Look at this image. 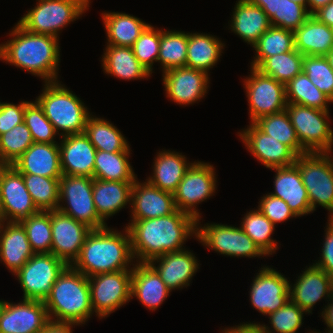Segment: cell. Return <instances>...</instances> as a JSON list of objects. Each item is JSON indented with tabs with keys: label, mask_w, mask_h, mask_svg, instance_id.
<instances>
[{
	"label": "cell",
	"mask_w": 333,
	"mask_h": 333,
	"mask_svg": "<svg viewBox=\"0 0 333 333\" xmlns=\"http://www.w3.org/2000/svg\"><path fill=\"white\" fill-rule=\"evenodd\" d=\"M130 221L125 227L138 263H149L165 253L184 250L185 241L197 236V220L178 209L164 217Z\"/></svg>",
	"instance_id": "cell-1"
},
{
	"label": "cell",
	"mask_w": 333,
	"mask_h": 333,
	"mask_svg": "<svg viewBox=\"0 0 333 333\" xmlns=\"http://www.w3.org/2000/svg\"><path fill=\"white\" fill-rule=\"evenodd\" d=\"M8 36L9 40L0 44L1 61L39 77L44 83L59 81V38L29 32L18 22Z\"/></svg>",
	"instance_id": "cell-2"
},
{
	"label": "cell",
	"mask_w": 333,
	"mask_h": 333,
	"mask_svg": "<svg viewBox=\"0 0 333 333\" xmlns=\"http://www.w3.org/2000/svg\"><path fill=\"white\" fill-rule=\"evenodd\" d=\"M131 265H135V259L128 229L118 231L106 226L88 233L79 257L71 266L89 278L100 273L132 270Z\"/></svg>",
	"instance_id": "cell-3"
},
{
	"label": "cell",
	"mask_w": 333,
	"mask_h": 333,
	"mask_svg": "<svg viewBox=\"0 0 333 333\" xmlns=\"http://www.w3.org/2000/svg\"><path fill=\"white\" fill-rule=\"evenodd\" d=\"M49 320L85 325L93 313L88 277L68 265L44 301Z\"/></svg>",
	"instance_id": "cell-4"
},
{
	"label": "cell",
	"mask_w": 333,
	"mask_h": 333,
	"mask_svg": "<svg viewBox=\"0 0 333 333\" xmlns=\"http://www.w3.org/2000/svg\"><path fill=\"white\" fill-rule=\"evenodd\" d=\"M43 86L42 93L35 99L52 123L58 139L84 133L87 119L92 114L88 106L60 81L47 82Z\"/></svg>",
	"instance_id": "cell-5"
},
{
	"label": "cell",
	"mask_w": 333,
	"mask_h": 333,
	"mask_svg": "<svg viewBox=\"0 0 333 333\" xmlns=\"http://www.w3.org/2000/svg\"><path fill=\"white\" fill-rule=\"evenodd\" d=\"M34 7L18 23L29 32L59 38L67 25L80 19L90 7L91 0H36Z\"/></svg>",
	"instance_id": "cell-6"
},
{
	"label": "cell",
	"mask_w": 333,
	"mask_h": 333,
	"mask_svg": "<svg viewBox=\"0 0 333 333\" xmlns=\"http://www.w3.org/2000/svg\"><path fill=\"white\" fill-rule=\"evenodd\" d=\"M333 152H307L297 157L302 182L307 190L312 211L318 206L333 219Z\"/></svg>",
	"instance_id": "cell-7"
},
{
	"label": "cell",
	"mask_w": 333,
	"mask_h": 333,
	"mask_svg": "<svg viewBox=\"0 0 333 333\" xmlns=\"http://www.w3.org/2000/svg\"><path fill=\"white\" fill-rule=\"evenodd\" d=\"M93 179L88 176L62 175L58 210L91 229L107 225L97 214L93 201Z\"/></svg>",
	"instance_id": "cell-8"
},
{
	"label": "cell",
	"mask_w": 333,
	"mask_h": 333,
	"mask_svg": "<svg viewBox=\"0 0 333 333\" xmlns=\"http://www.w3.org/2000/svg\"><path fill=\"white\" fill-rule=\"evenodd\" d=\"M286 112L299 143L307 152H333V128L330 111L287 103Z\"/></svg>",
	"instance_id": "cell-9"
},
{
	"label": "cell",
	"mask_w": 333,
	"mask_h": 333,
	"mask_svg": "<svg viewBox=\"0 0 333 333\" xmlns=\"http://www.w3.org/2000/svg\"><path fill=\"white\" fill-rule=\"evenodd\" d=\"M201 219H197L196 240L208 250H214L217 254L227 257H258L261 259L268 257L241 227L222 223L202 225Z\"/></svg>",
	"instance_id": "cell-10"
},
{
	"label": "cell",
	"mask_w": 333,
	"mask_h": 333,
	"mask_svg": "<svg viewBox=\"0 0 333 333\" xmlns=\"http://www.w3.org/2000/svg\"><path fill=\"white\" fill-rule=\"evenodd\" d=\"M215 170L209 162H193L173 193L178 210L193 216L196 220L201 218L202 214L196 206L214 196L217 190Z\"/></svg>",
	"instance_id": "cell-11"
},
{
	"label": "cell",
	"mask_w": 333,
	"mask_h": 333,
	"mask_svg": "<svg viewBox=\"0 0 333 333\" xmlns=\"http://www.w3.org/2000/svg\"><path fill=\"white\" fill-rule=\"evenodd\" d=\"M68 265L52 253L34 254L14 276L23 291V299L45 301L53 284Z\"/></svg>",
	"instance_id": "cell-12"
},
{
	"label": "cell",
	"mask_w": 333,
	"mask_h": 333,
	"mask_svg": "<svg viewBox=\"0 0 333 333\" xmlns=\"http://www.w3.org/2000/svg\"><path fill=\"white\" fill-rule=\"evenodd\" d=\"M132 270L100 273L88 278L91 306L99 318H107L131 299Z\"/></svg>",
	"instance_id": "cell-13"
},
{
	"label": "cell",
	"mask_w": 333,
	"mask_h": 333,
	"mask_svg": "<svg viewBox=\"0 0 333 333\" xmlns=\"http://www.w3.org/2000/svg\"><path fill=\"white\" fill-rule=\"evenodd\" d=\"M250 74L243 79L249 106L250 123L259 118L278 113L287 107L285 85L273 77L250 67Z\"/></svg>",
	"instance_id": "cell-14"
},
{
	"label": "cell",
	"mask_w": 333,
	"mask_h": 333,
	"mask_svg": "<svg viewBox=\"0 0 333 333\" xmlns=\"http://www.w3.org/2000/svg\"><path fill=\"white\" fill-rule=\"evenodd\" d=\"M0 221L20 222L39 211L27 191L22 174L12 165L0 170Z\"/></svg>",
	"instance_id": "cell-15"
},
{
	"label": "cell",
	"mask_w": 333,
	"mask_h": 333,
	"mask_svg": "<svg viewBox=\"0 0 333 333\" xmlns=\"http://www.w3.org/2000/svg\"><path fill=\"white\" fill-rule=\"evenodd\" d=\"M290 282L275 268L263 265L250 286L249 300L253 309L264 316L280 309L290 300Z\"/></svg>",
	"instance_id": "cell-16"
},
{
	"label": "cell",
	"mask_w": 333,
	"mask_h": 333,
	"mask_svg": "<svg viewBox=\"0 0 333 333\" xmlns=\"http://www.w3.org/2000/svg\"><path fill=\"white\" fill-rule=\"evenodd\" d=\"M205 71L189 67H177L162 73L166 97L174 103L193 105L208 94L210 78Z\"/></svg>",
	"instance_id": "cell-17"
},
{
	"label": "cell",
	"mask_w": 333,
	"mask_h": 333,
	"mask_svg": "<svg viewBox=\"0 0 333 333\" xmlns=\"http://www.w3.org/2000/svg\"><path fill=\"white\" fill-rule=\"evenodd\" d=\"M50 216L51 253L67 265H72L79 257L85 238L92 229L58 209L50 211Z\"/></svg>",
	"instance_id": "cell-18"
},
{
	"label": "cell",
	"mask_w": 333,
	"mask_h": 333,
	"mask_svg": "<svg viewBox=\"0 0 333 333\" xmlns=\"http://www.w3.org/2000/svg\"><path fill=\"white\" fill-rule=\"evenodd\" d=\"M49 321L43 301L22 299L13 303L4 300L0 333H41Z\"/></svg>",
	"instance_id": "cell-19"
},
{
	"label": "cell",
	"mask_w": 333,
	"mask_h": 333,
	"mask_svg": "<svg viewBox=\"0 0 333 333\" xmlns=\"http://www.w3.org/2000/svg\"><path fill=\"white\" fill-rule=\"evenodd\" d=\"M238 134L247 151L268 169L293 165L298 157L287 145L266 135L254 123H249Z\"/></svg>",
	"instance_id": "cell-20"
},
{
	"label": "cell",
	"mask_w": 333,
	"mask_h": 333,
	"mask_svg": "<svg viewBox=\"0 0 333 333\" xmlns=\"http://www.w3.org/2000/svg\"><path fill=\"white\" fill-rule=\"evenodd\" d=\"M289 284L290 301L297 304L308 315L313 314L315 304L322 299L328 301L333 296V278L313 263L305 267Z\"/></svg>",
	"instance_id": "cell-21"
},
{
	"label": "cell",
	"mask_w": 333,
	"mask_h": 333,
	"mask_svg": "<svg viewBox=\"0 0 333 333\" xmlns=\"http://www.w3.org/2000/svg\"><path fill=\"white\" fill-rule=\"evenodd\" d=\"M130 210L131 220H143L170 215L177 208L172 193L137 178L131 189Z\"/></svg>",
	"instance_id": "cell-22"
},
{
	"label": "cell",
	"mask_w": 333,
	"mask_h": 333,
	"mask_svg": "<svg viewBox=\"0 0 333 333\" xmlns=\"http://www.w3.org/2000/svg\"><path fill=\"white\" fill-rule=\"evenodd\" d=\"M149 264L157 271L161 280L171 291L190 286L193 276L200 268L198 258L187 248L165 253L152 259Z\"/></svg>",
	"instance_id": "cell-23"
},
{
	"label": "cell",
	"mask_w": 333,
	"mask_h": 333,
	"mask_svg": "<svg viewBox=\"0 0 333 333\" xmlns=\"http://www.w3.org/2000/svg\"><path fill=\"white\" fill-rule=\"evenodd\" d=\"M59 140L62 174L93 178L97 150L89 138L82 133L63 136Z\"/></svg>",
	"instance_id": "cell-24"
},
{
	"label": "cell",
	"mask_w": 333,
	"mask_h": 333,
	"mask_svg": "<svg viewBox=\"0 0 333 333\" xmlns=\"http://www.w3.org/2000/svg\"><path fill=\"white\" fill-rule=\"evenodd\" d=\"M270 170H274L275 176L274 192L269 194L285 201L297 217L313 213L298 167L293 164Z\"/></svg>",
	"instance_id": "cell-25"
},
{
	"label": "cell",
	"mask_w": 333,
	"mask_h": 333,
	"mask_svg": "<svg viewBox=\"0 0 333 333\" xmlns=\"http://www.w3.org/2000/svg\"><path fill=\"white\" fill-rule=\"evenodd\" d=\"M171 292L149 263H135L132 268L131 299L136 297L144 307L153 312Z\"/></svg>",
	"instance_id": "cell-26"
},
{
	"label": "cell",
	"mask_w": 333,
	"mask_h": 333,
	"mask_svg": "<svg viewBox=\"0 0 333 333\" xmlns=\"http://www.w3.org/2000/svg\"><path fill=\"white\" fill-rule=\"evenodd\" d=\"M20 222L0 221V262L13 275L34 255Z\"/></svg>",
	"instance_id": "cell-27"
},
{
	"label": "cell",
	"mask_w": 333,
	"mask_h": 333,
	"mask_svg": "<svg viewBox=\"0 0 333 333\" xmlns=\"http://www.w3.org/2000/svg\"><path fill=\"white\" fill-rule=\"evenodd\" d=\"M12 166L21 174L61 178L59 144L34 142Z\"/></svg>",
	"instance_id": "cell-28"
},
{
	"label": "cell",
	"mask_w": 333,
	"mask_h": 333,
	"mask_svg": "<svg viewBox=\"0 0 333 333\" xmlns=\"http://www.w3.org/2000/svg\"><path fill=\"white\" fill-rule=\"evenodd\" d=\"M232 11L228 28L250 46L271 27L263 9L247 0H237Z\"/></svg>",
	"instance_id": "cell-29"
},
{
	"label": "cell",
	"mask_w": 333,
	"mask_h": 333,
	"mask_svg": "<svg viewBox=\"0 0 333 333\" xmlns=\"http://www.w3.org/2000/svg\"><path fill=\"white\" fill-rule=\"evenodd\" d=\"M192 164L180 151L159 150L151 168L152 176H148L146 180L151 185L173 194Z\"/></svg>",
	"instance_id": "cell-30"
},
{
	"label": "cell",
	"mask_w": 333,
	"mask_h": 333,
	"mask_svg": "<svg viewBox=\"0 0 333 333\" xmlns=\"http://www.w3.org/2000/svg\"><path fill=\"white\" fill-rule=\"evenodd\" d=\"M134 182H117L93 179V201L98 216L107 219L130 207L131 189Z\"/></svg>",
	"instance_id": "cell-31"
},
{
	"label": "cell",
	"mask_w": 333,
	"mask_h": 333,
	"mask_svg": "<svg viewBox=\"0 0 333 333\" xmlns=\"http://www.w3.org/2000/svg\"><path fill=\"white\" fill-rule=\"evenodd\" d=\"M103 52L104 74L125 81L147 79L152 75L135 57L132 47L106 45Z\"/></svg>",
	"instance_id": "cell-32"
},
{
	"label": "cell",
	"mask_w": 333,
	"mask_h": 333,
	"mask_svg": "<svg viewBox=\"0 0 333 333\" xmlns=\"http://www.w3.org/2000/svg\"><path fill=\"white\" fill-rule=\"evenodd\" d=\"M295 49L304 56H327L333 49V28L311 15L294 31Z\"/></svg>",
	"instance_id": "cell-33"
},
{
	"label": "cell",
	"mask_w": 333,
	"mask_h": 333,
	"mask_svg": "<svg viewBox=\"0 0 333 333\" xmlns=\"http://www.w3.org/2000/svg\"><path fill=\"white\" fill-rule=\"evenodd\" d=\"M217 36L198 32H188L186 67L205 71L213 69L225 48V43Z\"/></svg>",
	"instance_id": "cell-34"
},
{
	"label": "cell",
	"mask_w": 333,
	"mask_h": 333,
	"mask_svg": "<svg viewBox=\"0 0 333 333\" xmlns=\"http://www.w3.org/2000/svg\"><path fill=\"white\" fill-rule=\"evenodd\" d=\"M106 31L105 45L132 47L140 34L149 25L142 19L124 12H102Z\"/></svg>",
	"instance_id": "cell-35"
},
{
	"label": "cell",
	"mask_w": 333,
	"mask_h": 333,
	"mask_svg": "<svg viewBox=\"0 0 333 333\" xmlns=\"http://www.w3.org/2000/svg\"><path fill=\"white\" fill-rule=\"evenodd\" d=\"M84 134L96 150L106 152L132 151L122 132L107 119L91 114L86 122Z\"/></svg>",
	"instance_id": "cell-36"
},
{
	"label": "cell",
	"mask_w": 333,
	"mask_h": 333,
	"mask_svg": "<svg viewBox=\"0 0 333 333\" xmlns=\"http://www.w3.org/2000/svg\"><path fill=\"white\" fill-rule=\"evenodd\" d=\"M131 151L106 152L96 151L94 162V179L117 182H134L137 175L130 164Z\"/></svg>",
	"instance_id": "cell-37"
},
{
	"label": "cell",
	"mask_w": 333,
	"mask_h": 333,
	"mask_svg": "<svg viewBox=\"0 0 333 333\" xmlns=\"http://www.w3.org/2000/svg\"><path fill=\"white\" fill-rule=\"evenodd\" d=\"M287 103L299 104L310 108L330 111L333 101L309 80L302 71L285 85Z\"/></svg>",
	"instance_id": "cell-38"
},
{
	"label": "cell",
	"mask_w": 333,
	"mask_h": 333,
	"mask_svg": "<svg viewBox=\"0 0 333 333\" xmlns=\"http://www.w3.org/2000/svg\"><path fill=\"white\" fill-rule=\"evenodd\" d=\"M255 57L251 67L257 68L266 58L295 49L294 32L280 27L271 26L252 46Z\"/></svg>",
	"instance_id": "cell-39"
},
{
	"label": "cell",
	"mask_w": 333,
	"mask_h": 333,
	"mask_svg": "<svg viewBox=\"0 0 333 333\" xmlns=\"http://www.w3.org/2000/svg\"><path fill=\"white\" fill-rule=\"evenodd\" d=\"M188 32L161 28L158 62L162 73L177 67H186Z\"/></svg>",
	"instance_id": "cell-40"
},
{
	"label": "cell",
	"mask_w": 333,
	"mask_h": 333,
	"mask_svg": "<svg viewBox=\"0 0 333 333\" xmlns=\"http://www.w3.org/2000/svg\"><path fill=\"white\" fill-rule=\"evenodd\" d=\"M240 227L270 257L279 249L277 240L272 239L275 225L257 208L247 211Z\"/></svg>",
	"instance_id": "cell-41"
},
{
	"label": "cell",
	"mask_w": 333,
	"mask_h": 333,
	"mask_svg": "<svg viewBox=\"0 0 333 333\" xmlns=\"http://www.w3.org/2000/svg\"><path fill=\"white\" fill-rule=\"evenodd\" d=\"M254 124L266 135L287 145L297 156L307 153L301 146L286 110L259 118Z\"/></svg>",
	"instance_id": "cell-42"
},
{
	"label": "cell",
	"mask_w": 333,
	"mask_h": 333,
	"mask_svg": "<svg viewBox=\"0 0 333 333\" xmlns=\"http://www.w3.org/2000/svg\"><path fill=\"white\" fill-rule=\"evenodd\" d=\"M27 191L38 211L48 212L59 207L60 178L22 174Z\"/></svg>",
	"instance_id": "cell-43"
},
{
	"label": "cell",
	"mask_w": 333,
	"mask_h": 333,
	"mask_svg": "<svg viewBox=\"0 0 333 333\" xmlns=\"http://www.w3.org/2000/svg\"><path fill=\"white\" fill-rule=\"evenodd\" d=\"M303 57L296 49L266 58L256 69L286 85L303 71Z\"/></svg>",
	"instance_id": "cell-44"
},
{
	"label": "cell",
	"mask_w": 333,
	"mask_h": 333,
	"mask_svg": "<svg viewBox=\"0 0 333 333\" xmlns=\"http://www.w3.org/2000/svg\"><path fill=\"white\" fill-rule=\"evenodd\" d=\"M25 228L32 251L51 253L52 229L50 211H39L37 214L20 221Z\"/></svg>",
	"instance_id": "cell-45"
},
{
	"label": "cell",
	"mask_w": 333,
	"mask_h": 333,
	"mask_svg": "<svg viewBox=\"0 0 333 333\" xmlns=\"http://www.w3.org/2000/svg\"><path fill=\"white\" fill-rule=\"evenodd\" d=\"M34 143L24 122L0 135V163L12 165Z\"/></svg>",
	"instance_id": "cell-46"
},
{
	"label": "cell",
	"mask_w": 333,
	"mask_h": 333,
	"mask_svg": "<svg viewBox=\"0 0 333 333\" xmlns=\"http://www.w3.org/2000/svg\"><path fill=\"white\" fill-rule=\"evenodd\" d=\"M304 314L307 313L289 300L280 309L267 315L271 327L264 323L260 325L266 333H298L304 323Z\"/></svg>",
	"instance_id": "cell-47"
},
{
	"label": "cell",
	"mask_w": 333,
	"mask_h": 333,
	"mask_svg": "<svg viewBox=\"0 0 333 333\" xmlns=\"http://www.w3.org/2000/svg\"><path fill=\"white\" fill-rule=\"evenodd\" d=\"M24 123L31 132L36 143H58V135L52 123L46 118L42 107L35 101H29L25 106Z\"/></svg>",
	"instance_id": "cell-48"
},
{
	"label": "cell",
	"mask_w": 333,
	"mask_h": 333,
	"mask_svg": "<svg viewBox=\"0 0 333 333\" xmlns=\"http://www.w3.org/2000/svg\"><path fill=\"white\" fill-rule=\"evenodd\" d=\"M303 72L315 87L333 101V71L326 56H304Z\"/></svg>",
	"instance_id": "cell-49"
},
{
	"label": "cell",
	"mask_w": 333,
	"mask_h": 333,
	"mask_svg": "<svg viewBox=\"0 0 333 333\" xmlns=\"http://www.w3.org/2000/svg\"><path fill=\"white\" fill-rule=\"evenodd\" d=\"M160 41L161 29L149 24L132 46L135 57L151 74L154 72L153 64L158 62Z\"/></svg>",
	"instance_id": "cell-50"
},
{
	"label": "cell",
	"mask_w": 333,
	"mask_h": 333,
	"mask_svg": "<svg viewBox=\"0 0 333 333\" xmlns=\"http://www.w3.org/2000/svg\"><path fill=\"white\" fill-rule=\"evenodd\" d=\"M310 16L305 6L291 0H279L275 5V14L270 19V23L271 26L294 32Z\"/></svg>",
	"instance_id": "cell-51"
},
{
	"label": "cell",
	"mask_w": 333,
	"mask_h": 333,
	"mask_svg": "<svg viewBox=\"0 0 333 333\" xmlns=\"http://www.w3.org/2000/svg\"><path fill=\"white\" fill-rule=\"evenodd\" d=\"M275 226L288 219L297 218L290 210L288 204L280 198L265 193L258 202L257 207Z\"/></svg>",
	"instance_id": "cell-52"
},
{
	"label": "cell",
	"mask_w": 333,
	"mask_h": 333,
	"mask_svg": "<svg viewBox=\"0 0 333 333\" xmlns=\"http://www.w3.org/2000/svg\"><path fill=\"white\" fill-rule=\"evenodd\" d=\"M29 101L19 104L3 102L0 110V135L10 131L14 126L24 122L25 106Z\"/></svg>",
	"instance_id": "cell-53"
},
{
	"label": "cell",
	"mask_w": 333,
	"mask_h": 333,
	"mask_svg": "<svg viewBox=\"0 0 333 333\" xmlns=\"http://www.w3.org/2000/svg\"><path fill=\"white\" fill-rule=\"evenodd\" d=\"M327 221L324 230L321 257H319L318 261L315 260L313 264L333 278V219H328Z\"/></svg>",
	"instance_id": "cell-54"
},
{
	"label": "cell",
	"mask_w": 333,
	"mask_h": 333,
	"mask_svg": "<svg viewBox=\"0 0 333 333\" xmlns=\"http://www.w3.org/2000/svg\"><path fill=\"white\" fill-rule=\"evenodd\" d=\"M221 333H266L260 323L243 322L235 326L222 329Z\"/></svg>",
	"instance_id": "cell-55"
},
{
	"label": "cell",
	"mask_w": 333,
	"mask_h": 333,
	"mask_svg": "<svg viewBox=\"0 0 333 333\" xmlns=\"http://www.w3.org/2000/svg\"><path fill=\"white\" fill-rule=\"evenodd\" d=\"M80 326L74 323L49 321L41 333H73V328Z\"/></svg>",
	"instance_id": "cell-56"
},
{
	"label": "cell",
	"mask_w": 333,
	"mask_h": 333,
	"mask_svg": "<svg viewBox=\"0 0 333 333\" xmlns=\"http://www.w3.org/2000/svg\"><path fill=\"white\" fill-rule=\"evenodd\" d=\"M313 16L321 23L333 28V1L316 11Z\"/></svg>",
	"instance_id": "cell-57"
},
{
	"label": "cell",
	"mask_w": 333,
	"mask_h": 333,
	"mask_svg": "<svg viewBox=\"0 0 333 333\" xmlns=\"http://www.w3.org/2000/svg\"><path fill=\"white\" fill-rule=\"evenodd\" d=\"M321 311L322 312L320 313V317L325 322L324 324L327 326V329L323 333H333V296L328 300L327 305H325Z\"/></svg>",
	"instance_id": "cell-58"
},
{
	"label": "cell",
	"mask_w": 333,
	"mask_h": 333,
	"mask_svg": "<svg viewBox=\"0 0 333 333\" xmlns=\"http://www.w3.org/2000/svg\"><path fill=\"white\" fill-rule=\"evenodd\" d=\"M248 2L257 5L263 9L269 19L275 14V5L279 0H247Z\"/></svg>",
	"instance_id": "cell-59"
},
{
	"label": "cell",
	"mask_w": 333,
	"mask_h": 333,
	"mask_svg": "<svg viewBox=\"0 0 333 333\" xmlns=\"http://www.w3.org/2000/svg\"><path fill=\"white\" fill-rule=\"evenodd\" d=\"M333 0H307V10L310 15H313L320 8L325 7Z\"/></svg>",
	"instance_id": "cell-60"
},
{
	"label": "cell",
	"mask_w": 333,
	"mask_h": 333,
	"mask_svg": "<svg viewBox=\"0 0 333 333\" xmlns=\"http://www.w3.org/2000/svg\"><path fill=\"white\" fill-rule=\"evenodd\" d=\"M326 57L328 58L331 69L333 71V49L329 52V54Z\"/></svg>",
	"instance_id": "cell-61"
},
{
	"label": "cell",
	"mask_w": 333,
	"mask_h": 333,
	"mask_svg": "<svg viewBox=\"0 0 333 333\" xmlns=\"http://www.w3.org/2000/svg\"><path fill=\"white\" fill-rule=\"evenodd\" d=\"M291 1L299 3L307 8V0H291Z\"/></svg>",
	"instance_id": "cell-62"
},
{
	"label": "cell",
	"mask_w": 333,
	"mask_h": 333,
	"mask_svg": "<svg viewBox=\"0 0 333 333\" xmlns=\"http://www.w3.org/2000/svg\"><path fill=\"white\" fill-rule=\"evenodd\" d=\"M3 305H4V300H0V315H1V311L3 309Z\"/></svg>",
	"instance_id": "cell-63"
},
{
	"label": "cell",
	"mask_w": 333,
	"mask_h": 333,
	"mask_svg": "<svg viewBox=\"0 0 333 333\" xmlns=\"http://www.w3.org/2000/svg\"><path fill=\"white\" fill-rule=\"evenodd\" d=\"M4 166V164H1L0 163V170H1V168ZM0 210H1V198H0Z\"/></svg>",
	"instance_id": "cell-64"
}]
</instances>
